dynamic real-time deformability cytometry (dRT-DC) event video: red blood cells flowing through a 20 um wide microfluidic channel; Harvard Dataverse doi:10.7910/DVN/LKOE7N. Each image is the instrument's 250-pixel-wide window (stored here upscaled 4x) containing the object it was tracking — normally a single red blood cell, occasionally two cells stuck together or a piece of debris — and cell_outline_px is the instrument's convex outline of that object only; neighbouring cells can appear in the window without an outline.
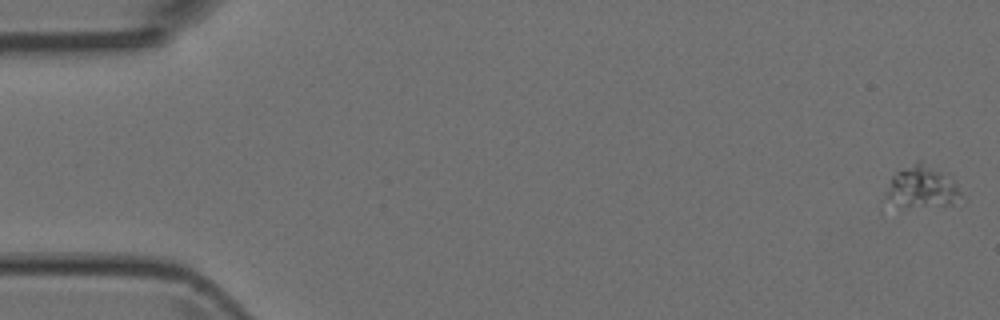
{"species": "Egyptian fruit bat (a non-hibernating species)", "species_latin": "Rousettus aegyptiacus", "temperature_condition": "room temperature", "stored_images_in_passage": 4, "camera_frame_rate_fps": 3000, "um_per_image_px": 0.085, "animal": {"sex": "female"}, "frame": {"image": 1, "passage_image": 1, "time_ms": 0.0, "image_size_px": [1000, 320], "cell_outline_px": [[960, 196], [952, 204], [896, 204], [884, 196], [892, 176], [896, 172], [916, 160], [920, 160], [948, 172], [956, 184], [960, 192]], "centroid_in_image_um": [78.38, 15.78], "position_along_channel_um": 6.6, "area_um2": 17.74}}
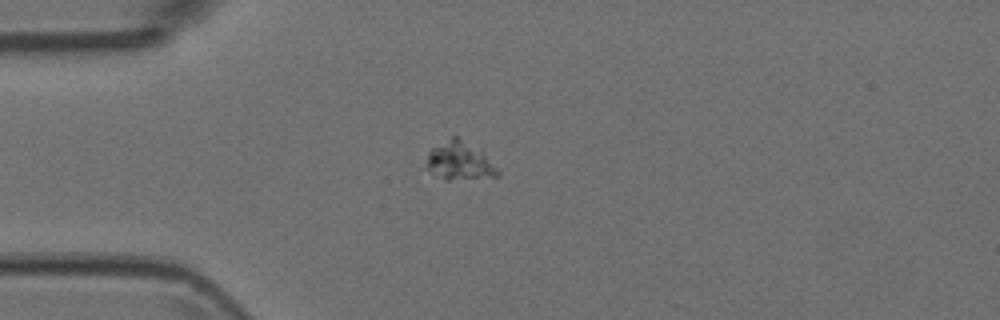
{"frame": {"image": 2, "passage_image": 4, "time_ms": 1.0, "image_size_px": [1000, 320], "cell_outline_px": [[500, 176], [448, 180], [444, 180], [432, 172], [424, 164], [428, 152], [432, 148], [452, 136], [456, 136], [484, 156], [500, 172]], "centroid_in_image_um": [38.98, 13.72], "position_along_channel_um": 46.0, "area_um2": 15.2}}